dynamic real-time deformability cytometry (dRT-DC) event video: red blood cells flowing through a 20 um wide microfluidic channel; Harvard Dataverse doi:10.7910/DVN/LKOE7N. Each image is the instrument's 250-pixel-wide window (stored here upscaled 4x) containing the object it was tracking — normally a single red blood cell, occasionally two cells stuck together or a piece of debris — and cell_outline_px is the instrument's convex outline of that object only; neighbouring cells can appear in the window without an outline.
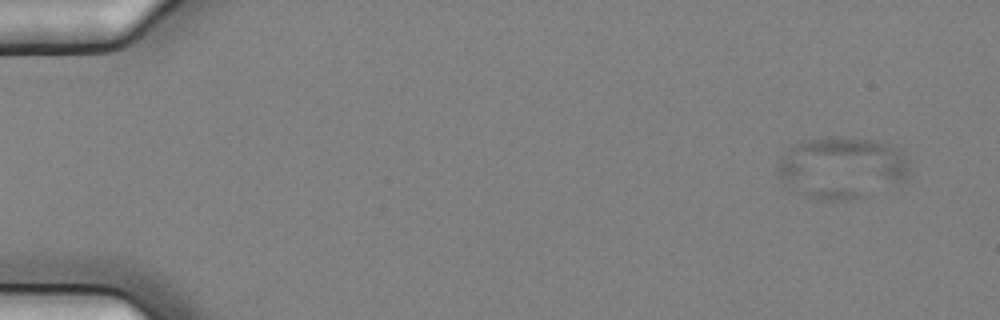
{"species": "common noctule bat (a hibernating species)", "species_latin": "Nyctalus noctula", "temperature_condition": "cold", "stored_images_in_passage": 5, "camera_frame_rate_fps": 3000, "um_per_image_px": 0.085, "animal": {"sex": "female", "body_mass_g": 25.1}, "frame": {"image": 1, "passage_image": 1, "time_ms": 0.0, "image_size_px": [1000, 320], "cell_outline_px": [[908, 176], [904, 180], [896, 184], [852, 200], [832, 204], [816, 200], [804, 196], [784, 184], [776, 168], [776, 164], [780, 156], [788, 148], [800, 140], [832, 136], [836, 136], [880, 140], [896, 144], [908, 160]], "centroid_in_image_um": [71.52, 14.25], "position_along_channel_um": 13.5, "area_um2": 48.84}}